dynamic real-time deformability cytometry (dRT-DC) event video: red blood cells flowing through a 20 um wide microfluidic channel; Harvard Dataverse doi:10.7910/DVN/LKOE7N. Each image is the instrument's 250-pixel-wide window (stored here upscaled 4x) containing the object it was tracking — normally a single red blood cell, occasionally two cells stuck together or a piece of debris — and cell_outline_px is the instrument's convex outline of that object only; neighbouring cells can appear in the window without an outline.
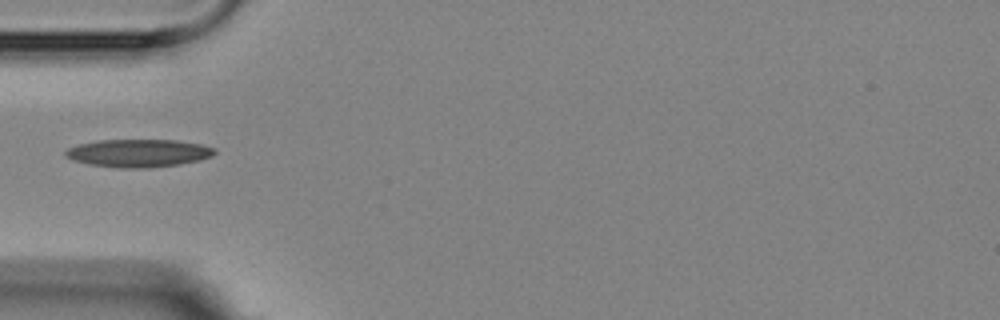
{"species": "Egyptian fruit bat (a non-hibernating species)", "species_latin": "Rousettus aegyptiacus", "temperature_condition": "room temperature", "stored_images_in_passage": 5, "camera_frame_rate_fps": 3000, "um_per_image_px": 0.085, "animal": {"sex": "female"}, "frame": {"image": 1, "passage_image": 1, "time_ms": 0.0, "image_size_px": [1000, 320], "cell_outline_px": [[216, 152], [212, 156], [200, 160], [180, 164], [152, 168], [116, 168], [88, 164], [72, 160], [64, 156], [64, 152], [68, 148], [80, 144], [96, 140], [176, 140], [200, 144], [216, 148]], "centroid_in_image_um": [11.76, 13.02], "position_along_channel_um": 73.2, "area_um2": 24.45}}
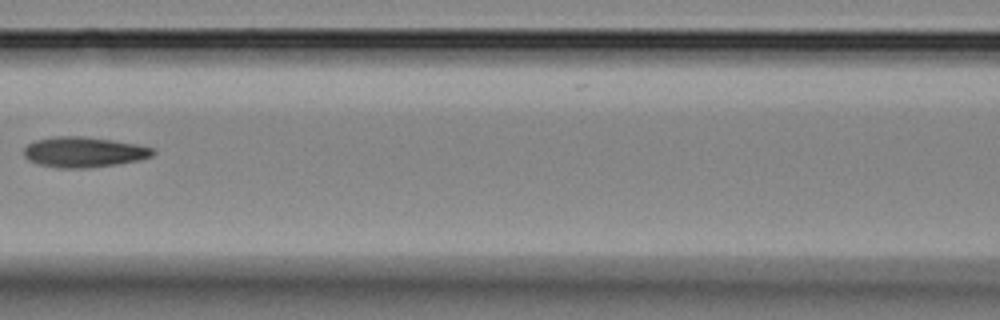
{"frame": {"image": 2, "passage_image": 3, "time_ms": 2.333, "image_size_px": [1000, 320], "cell_outline_px": [[156, 152], [152, 156], [140, 160], [116, 164], [88, 168], [56, 168], [36, 164], [28, 160], [24, 156], [24, 148], [28, 144], [36, 140], [52, 136], [84, 136], [112, 140], [136, 144], [152, 148]], "centroid_in_image_um": [7.09, 12.93], "position_along_channel_um": 159.5, "area_um2": 23.0}}
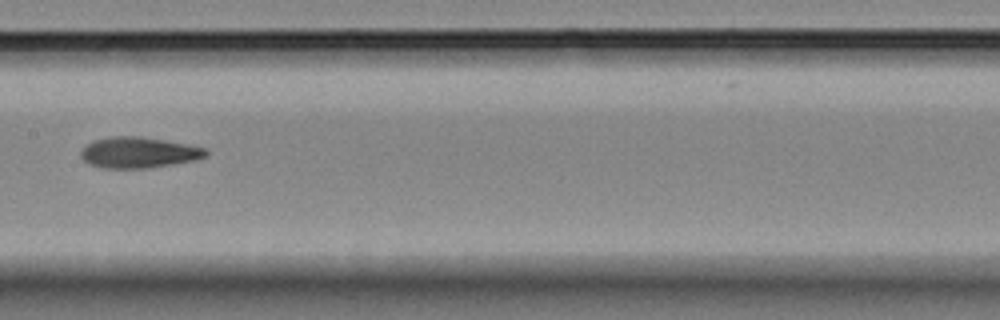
{"frame": {"image": 3, "passage_image": 4, "time_ms": 3.333, "image_size_px": [1000, 320], "cell_outline_px": [[208, 156], [196, 160], [148, 168], [100, 168], [88, 164], [80, 156], [80, 152], [92, 140], [112, 136], [140, 136], [188, 144], [208, 148]], "centroid_in_image_um": [11.8, 12.96], "position_along_channel_um": 195.6, "area_um2": 22.72}}